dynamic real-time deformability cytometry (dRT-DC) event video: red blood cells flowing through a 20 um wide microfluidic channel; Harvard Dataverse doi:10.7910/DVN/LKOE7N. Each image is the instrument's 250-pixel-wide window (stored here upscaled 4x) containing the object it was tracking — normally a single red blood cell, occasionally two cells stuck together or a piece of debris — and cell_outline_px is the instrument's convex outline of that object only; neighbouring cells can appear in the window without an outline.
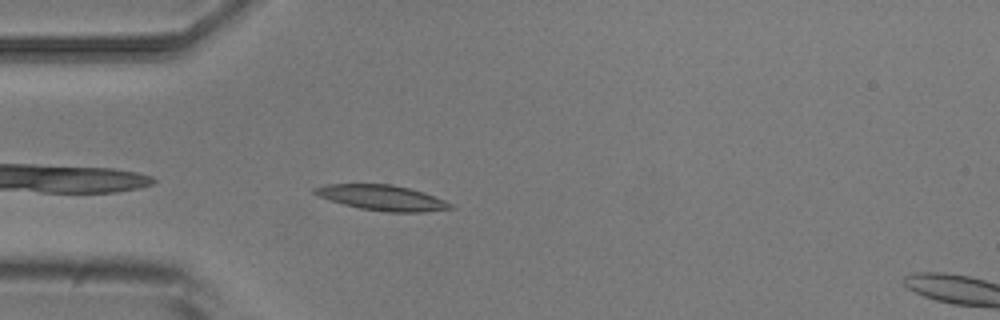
{"species": "common noctule bat (a hibernating species)", "species_latin": "Nyctalus noctula", "temperature_condition": "room temperature", "stored_images_in_passage": 4, "camera_frame_rate_fps": 3000, "um_per_image_px": 0.085, "animal": {"sex": "male", "body_mass_g": 20.5, "forearm_length_mm": 52.5}, "frame": {"image": 1, "passage_image": 4, "time_ms": 3.333, "image_size_px": [1000, 320], "cell_outline_px": [[456, 208], [424, 212], [388, 212], [360, 208], [344, 204], [320, 196], [312, 192], [312, 188], [324, 184], [392, 184], [424, 192], [444, 200], [452, 204]], "centroid_in_image_um": [32.5, 16.8], "position_along_channel_um": 52.5, "area_um2": 19.94}}